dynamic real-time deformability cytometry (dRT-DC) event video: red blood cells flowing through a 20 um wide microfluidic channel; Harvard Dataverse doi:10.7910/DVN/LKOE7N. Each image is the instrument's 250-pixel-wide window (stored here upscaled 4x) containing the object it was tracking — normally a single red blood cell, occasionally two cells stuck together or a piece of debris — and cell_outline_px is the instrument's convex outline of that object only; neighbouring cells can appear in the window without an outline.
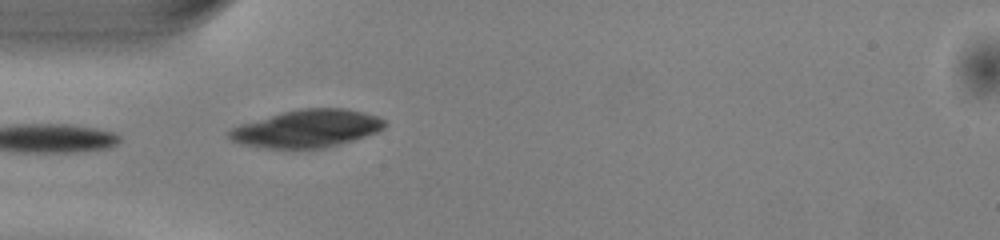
{"species": "common noctule bat (a hibernating species)", "species_latin": "Nyctalus noctula", "temperature_condition": "warm", "stored_images_in_passage": 22, "camera_frame_rate_fps": 3000, "um_per_image_px": 0.085, "animal": {"sex": "male", "body_mass_g": 13.0, "forearm_length_mm": 53.1}, "frame": {"image": 1, "passage_image": 1, "time_ms": 0.0, "image_size_px": [1000, 240], "cell_outline_px": [[388, 124], [384, 128], [376, 132], [352, 140], [324, 148], [264, 148], [240, 144], [232, 140], [224, 132], [240, 124], [280, 112], [300, 108], [348, 108], [364, 112], [376, 116], [384, 120]], "centroid_in_image_um": [26.06, 10.92], "position_along_channel_um": 58.9, "area_um2": 34.22}}